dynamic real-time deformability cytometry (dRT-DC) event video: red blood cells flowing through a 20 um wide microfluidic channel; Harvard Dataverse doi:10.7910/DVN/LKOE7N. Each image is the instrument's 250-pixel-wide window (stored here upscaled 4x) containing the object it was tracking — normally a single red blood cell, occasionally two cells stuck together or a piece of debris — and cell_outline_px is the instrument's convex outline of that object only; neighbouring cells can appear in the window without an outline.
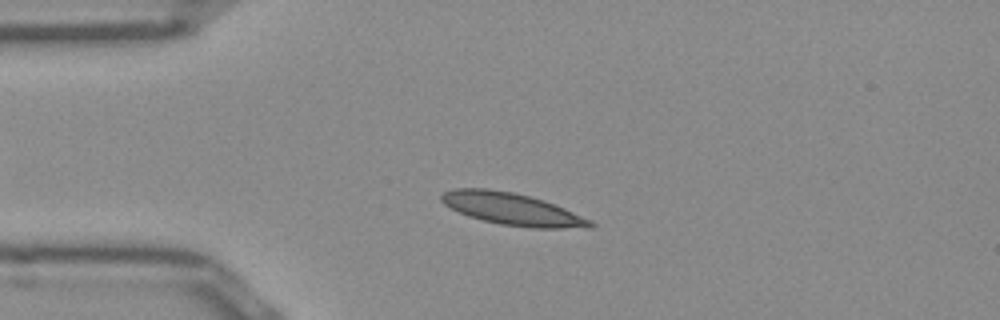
{"species": "Egyptian fruit bat (a non-hibernating species)", "species_latin": "Rousettus aegyptiacus", "temperature_condition": "room temperature", "stored_images_in_passage": 50, "camera_frame_rate_fps": 3000, "um_per_image_px": 0.085, "frame": {"image": 1, "passage_image": 10, "time_ms": 3.0, "image_size_px": [1000, 320], "cell_outline_px": [[596, 224], [592, 228], [532, 228], [500, 224], [468, 216], [444, 204], [440, 200], [440, 196], [444, 192], [456, 188], [484, 188], [512, 192], [544, 200], [564, 208], [592, 220]], "centroid_in_image_um": [43.57, 17.78], "position_along_channel_um": 41.4, "area_um2": 27.69}}
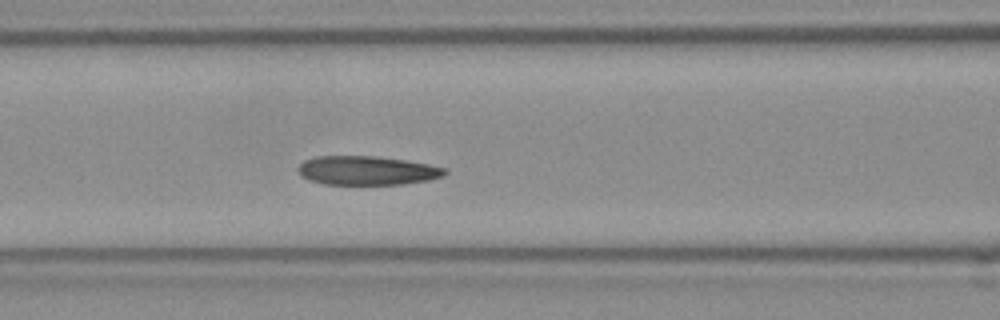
{"frame": {"image": 2, "passage_image": 19, "time_ms": 6.0, "image_size_px": [1000, 320], "cell_outline_px": [[448, 172], [444, 176], [428, 180], [404, 184], [324, 184], [308, 180], [300, 176], [296, 168], [304, 160], [316, 156], [376, 156], [408, 160], [448, 168]], "centroid_in_image_um": [31.2, 14.49], "position_along_channel_um": 135.4, "area_um2": 25.09}}
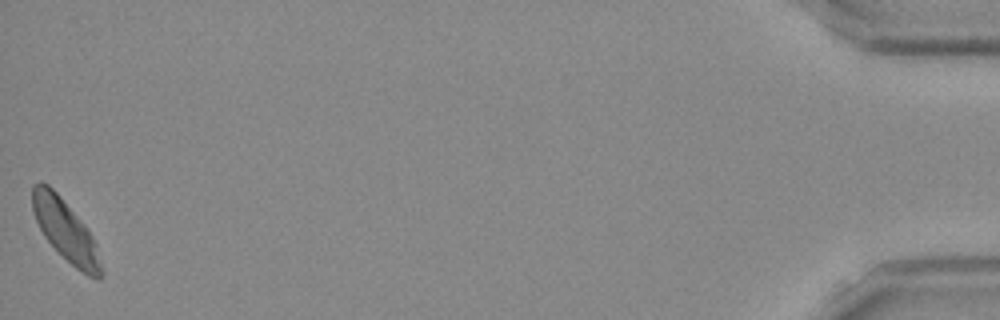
{"frame": {"image": 3, "passage_image": 50, "time_ms": 16.333, "image_size_px": [1000, 320], "cell_outline_px": [[104, 276], [100, 280], [96, 280], [88, 276], [76, 268], [44, 236], [36, 220], [32, 208], [32, 184], [40, 180], [48, 184], [60, 196], [84, 224], [92, 236], [96, 244], [104, 272]], "centroid_in_image_um": [5.59, 19.6], "position_along_channel_um": 429.6, "area_um2": 24.33}, "authors_computed_cell_mechanics": {"area_um2": 25.2586, "velocity_mm_per_s": 3.8254, "shape_relaxation_time_tau1_ms": 3.8213, "shape_relaxation_time_tau2_ms": 4.3346, "deformation_change_tau1": 0.1064, "deformation_change_tau2": 0.106}}